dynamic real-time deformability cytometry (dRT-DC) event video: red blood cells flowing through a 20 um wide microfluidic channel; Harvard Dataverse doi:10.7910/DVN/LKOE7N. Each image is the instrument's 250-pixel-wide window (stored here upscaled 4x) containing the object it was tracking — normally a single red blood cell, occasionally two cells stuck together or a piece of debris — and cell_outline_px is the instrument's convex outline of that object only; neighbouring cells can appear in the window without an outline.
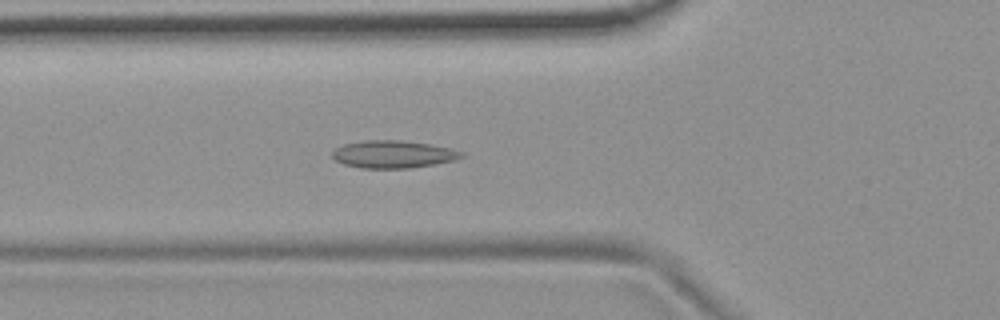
{"species": "common noctule bat (a hibernating species)", "species_latin": "Nyctalus noctula", "temperature_condition": "room temperature", "stored_images_in_passage": 43, "segment_of_instrument_passage": [1, 2], "camera_frame_rate_fps": 3000, "um_per_image_px": 0.085, "animal": {"sex": "female", "body_mass_g": 19.9}, "frame": {"image": 1, "passage_image": 7, "time_ms": 2.0, "image_size_px": [1000, 320], "cell_outline_px": [[464, 156], [456, 160], [436, 164], [408, 168], [360, 168], [344, 164], [336, 160], [332, 156], [332, 152], [336, 148], [344, 144], [364, 140], [400, 140], [432, 144], [464, 152]], "centroid_in_image_um": [33.44, 13.11], "position_along_channel_um": 92.4, "area_um2": 20.75}}
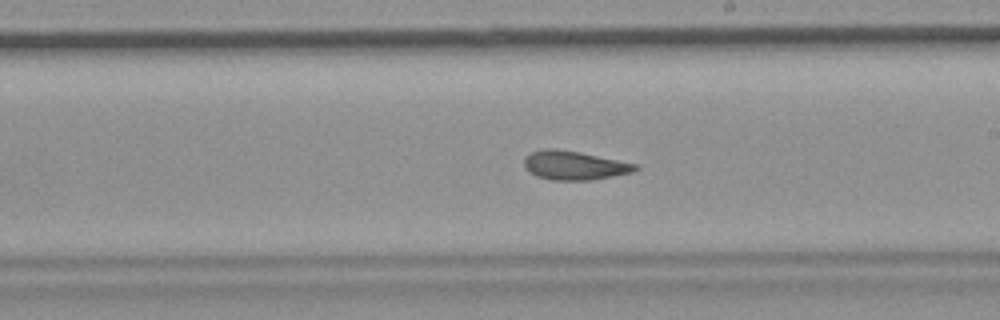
{"frame": {"image": 2, "passage_image": 19, "time_ms": 6.0, "image_size_px": [1000, 320], "cell_outline_px": [[640, 168], [632, 172], [592, 180], [552, 180], [536, 176], [524, 164], [524, 160], [532, 152], [544, 148], [556, 148], [580, 152], [640, 164]], "centroid_in_image_um": [48.88, 14.05], "position_along_channel_um": 240.1, "area_um2": 18.67}}
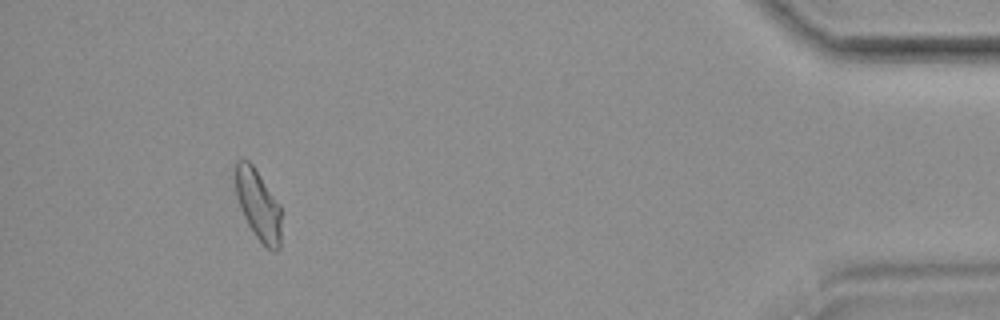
{"frame": {"image": 3, "passage_image": 38, "time_ms": 12.333, "image_size_px": [1000, 320], "cell_outline_px": [[280, 248], [276, 252], [272, 252], [256, 236], [248, 224], [240, 208], [236, 196], [232, 172], [232, 168], [236, 160], [244, 156], [252, 164], [280, 204]], "centroid_in_image_um": [21.88, 17.32], "position_along_channel_um": 413.3, "area_um2": 19.31}}